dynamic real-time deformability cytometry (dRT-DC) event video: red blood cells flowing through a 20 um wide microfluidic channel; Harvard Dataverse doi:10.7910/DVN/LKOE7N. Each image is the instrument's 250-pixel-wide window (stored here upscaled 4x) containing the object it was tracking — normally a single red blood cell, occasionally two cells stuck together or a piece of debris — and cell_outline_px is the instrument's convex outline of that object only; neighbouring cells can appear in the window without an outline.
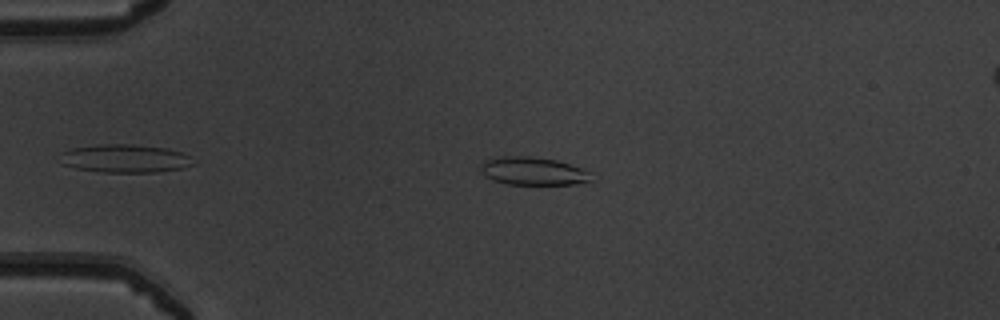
{"species": "common noctule bat (a hibernating species)", "species_latin": "Nyctalus noctula", "temperature_condition": "warm", "stored_images_in_passage": 31, "camera_frame_rate_fps": 3000, "um_per_image_px": 0.085, "animal": {"sex": "male", "body_mass_g": 19.5, "forearm_length_mm": 54.6}, "frame": {"image": 1, "passage_image": 6, "time_ms": 1.667, "image_size_px": [1000, 320], "cell_outline_px": [[592, 180], [576, 184], [508, 184], [492, 180], [484, 176], [480, 172], [480, 164], [484, 160], [500, 156], [532, 156], [556, 160], [580, 168], [588, 172]], "centroid_in_image_um": [45.22, 14.54], "position_along_channel_um": 39.8, "area_um2": 18.03}}
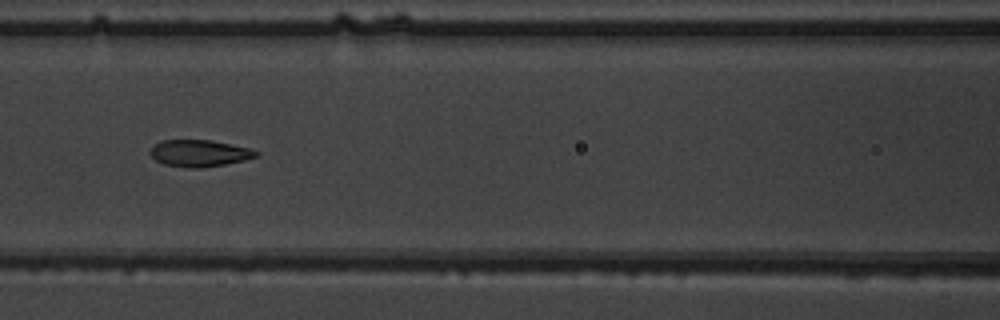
{"frame": {"image": 2, "passage_image": 17, "time_ms": 5.333, "image_size_px": [1000, 320], "cell_outline_px": [[260, 156], [244, 160], [224, 164], [200, 168], [188, 168], [164, 164], [156, 160], [148, 152], [160, 140], [212, 140], [252, 148], [260, 152]], "centroid_in_image_um": [16.99, 13.02], "position_along_channel_um": 149.6, "area_um2": 16.65}}
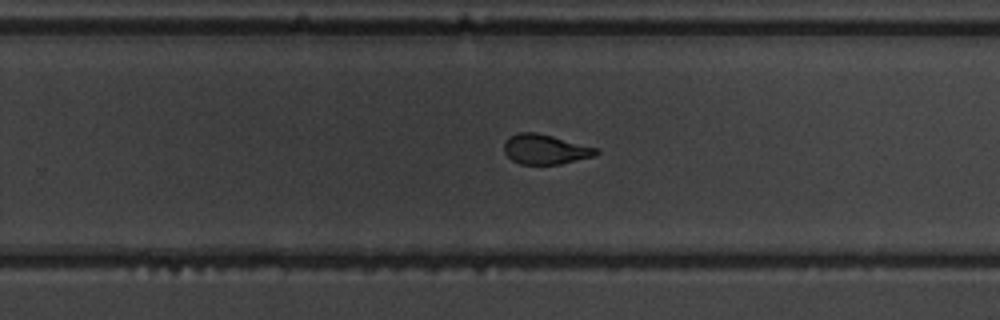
{"frame": {"image": 3, "passage_image": 27, "time_ms": 8.667, "image_size_px": [1000, 320], "cell_outline_px": [[600, 152], [592, 156], [560, 164], [520, 164], [512, 160], [504, 152], [504, 144], [508, 136], [520, 132], [536, 132], [552, 136], [596, 148]], "centroid_in_image_um": [46.29, 12.69], "position_along_channel_um": 283.5, "area_um2": 15.78}}